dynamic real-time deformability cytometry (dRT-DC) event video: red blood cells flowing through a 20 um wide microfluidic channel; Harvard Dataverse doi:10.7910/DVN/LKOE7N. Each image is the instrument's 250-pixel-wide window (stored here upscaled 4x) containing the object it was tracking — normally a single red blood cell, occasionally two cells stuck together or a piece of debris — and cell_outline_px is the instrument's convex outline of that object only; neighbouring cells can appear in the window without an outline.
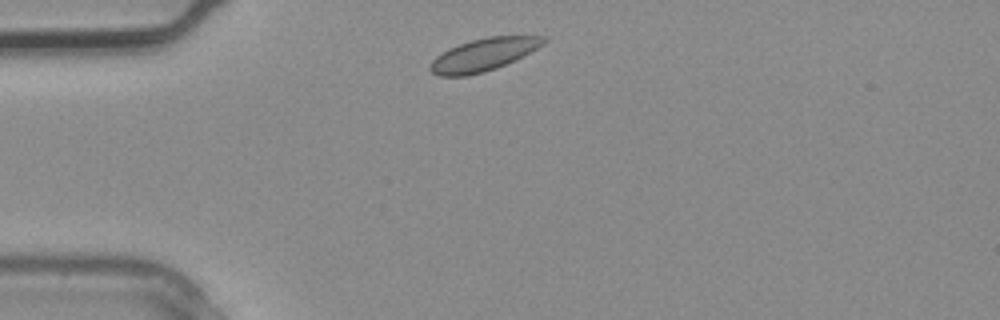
{"species": "common noctule bat (a hibernating species)", "species_latin": "Nyctalus noctula", "temperature_condition": "warm", "stored_images_in_passage": 3, "camera_frame_rate_fps": 3000, "um_per_image_px": 0.085, "animal": {"sex": "male", "body_mass_g": 20.4}, "frame": {"image": 1, "passage_image": 3, "time_ms": 0.667, "image_size_px": [1000, 320], "cell_outline_px": [[548, 40], [544, 44], [524, 56], [516, 60], [496, 68], [484, 72], [468, 76], [440, 76], [432, 72], [428, 68], [428, 64], [436, 56], [448, 48], [472, 40], [488, 36], [544, 36]], "centroid_in_image_um": [41.09, 4.65], "position_along_channel_um": 43.9, "area_um2": 21.68}}